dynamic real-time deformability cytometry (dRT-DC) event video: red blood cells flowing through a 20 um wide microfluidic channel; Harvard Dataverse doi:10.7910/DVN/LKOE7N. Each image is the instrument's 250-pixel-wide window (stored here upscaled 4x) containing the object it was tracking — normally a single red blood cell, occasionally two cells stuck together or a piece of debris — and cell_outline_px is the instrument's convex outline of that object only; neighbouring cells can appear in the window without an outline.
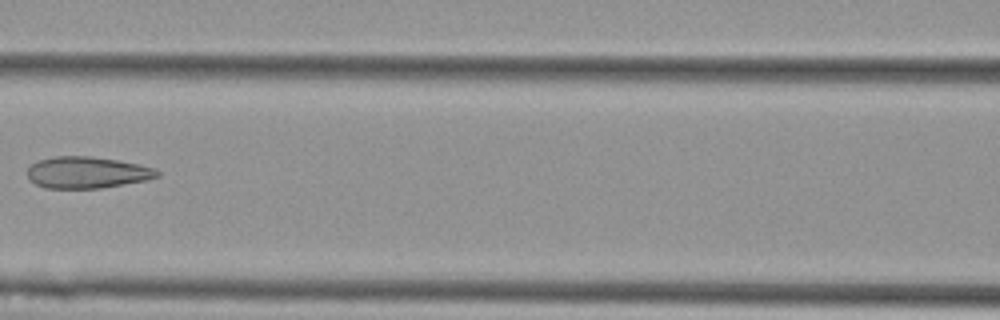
{"species": "Egyptian fruit bat (a non-hibernating species)", "species_latin": "Rousettus aegyptiacus", "temperature_condition": "cold", "stored_images_in_passage": 6, "camera_frame_rate_fps": 3000, "um_per_image_px": 0.085, "animal": {"sex": "female"}, "frame": {"image": 1, "passage_image": 5, "time_ms": 1.333, "image_size_px": [1000, 320], "cell_outline_px": [[160, 176], [148, 180], [100, 188], [44, 188], [36, 184], [28, 176], [28, 168], [32, 164], [40, 160], [56, 156], [92, 156], [140, 164], [156, 168], [160, 172]], "centroid_in_image_um": [7.46, 14.66], "position_along_channel_um": 159.1, "area_um2": 23.87}}
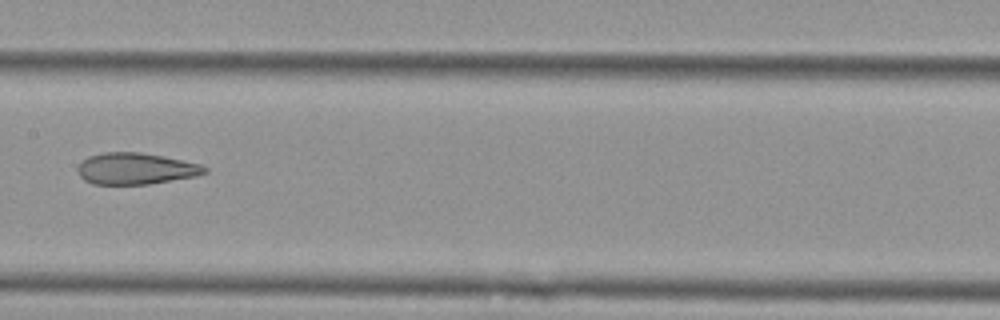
{"frame": {"image": 2, "passage_image": 6, "time_ms": 1.667, "image_size_px": [1000, 320], "cell_outline_px": [[208, 172], [196, 176], [148, 184], [92, 184], [84, 180], [80, 176], [76, 168], [88, 156], [104, 152], [140, 152], [200, 164], [208, 168]], "centroid_in_image_um": [11.52, 14.34], "position_along_channel_um": 195.9, "area_um2": 23.12}}